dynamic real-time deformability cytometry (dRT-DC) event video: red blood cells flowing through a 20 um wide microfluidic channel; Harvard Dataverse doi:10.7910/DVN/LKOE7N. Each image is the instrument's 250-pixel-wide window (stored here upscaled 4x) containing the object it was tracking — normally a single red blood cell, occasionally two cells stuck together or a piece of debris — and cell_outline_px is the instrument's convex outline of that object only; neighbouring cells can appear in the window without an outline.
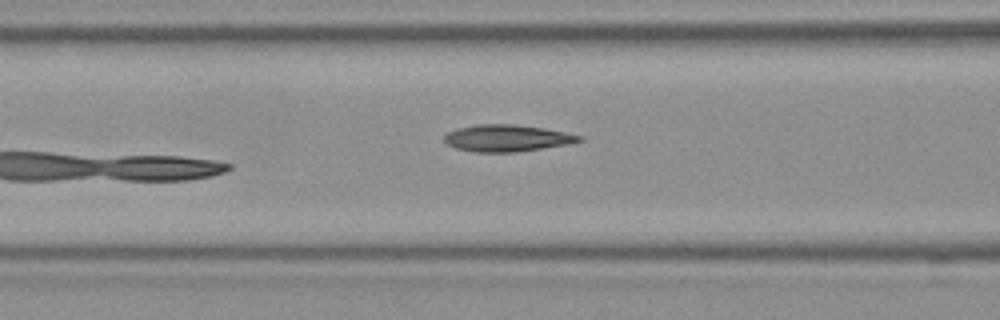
{"species": "Egyptian fruit bat (a non-hibernating species)", "species_latin": "Rousettus aegyptiacus", "temperature_condition": "room temperature", "stored_images_in_passage": 7, "camera_frame_rate_fps": 3000, "um_per_image_px": 0.085, "frame": {"image": 1, "passage_image": 7, "time_ms": 2.0, "image_size_px": [1000, 320], "cell_outline_px": [[584, 140], [568, 144], [516, 152], [472, 152], [456, 148], [448, 144], [444, 140], [444, 136], [448, 132], [456, 128], [476, 124], [516, 124], [544, 128], [584, 136]], "centroid_in_image_um": [43.09, 11.73], "position_along_channel_um": 123.5, "area_um2": 21.15}}